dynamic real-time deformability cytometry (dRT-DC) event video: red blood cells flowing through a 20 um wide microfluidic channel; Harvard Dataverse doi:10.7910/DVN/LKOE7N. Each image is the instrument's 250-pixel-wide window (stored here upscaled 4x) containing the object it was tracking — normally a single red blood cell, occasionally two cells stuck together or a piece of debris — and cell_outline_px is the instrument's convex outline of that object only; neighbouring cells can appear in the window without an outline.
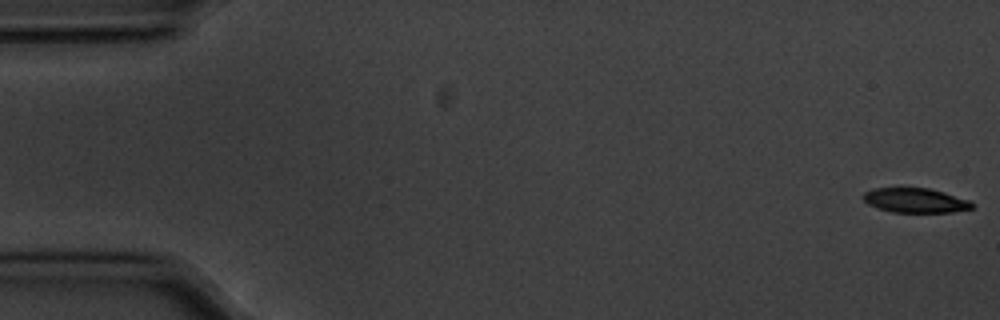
{"species": "common noctule bat (a hibernating species)", "species_latin": "Nyctalus noctula", "temperature_condition": "cold", "stored_images_in_passage": 10, "camera_frame_rate_fps": 3000, "um_per_image_px": 0.085, "animal": {"sex": "male", "body_mass_g": 20.1, "forearm_length_mm": 53.5}, "frame": {"image": 1, "passage_image": 1, "time_ms": 0.0, "image_size_px": [1000, 320], "cell_outline_px": [[972, 208], [952, 212], [892, 212], [876, 208], [868, 204], [860, 196], [864, 192], [872, 188], [928, 188], [944, 192], [968, 200], [972, 204]], "centroid_in_image_um": [77.72, 17.03], "position_along_channel_um": 7.3, "area_um2": 15.55}}